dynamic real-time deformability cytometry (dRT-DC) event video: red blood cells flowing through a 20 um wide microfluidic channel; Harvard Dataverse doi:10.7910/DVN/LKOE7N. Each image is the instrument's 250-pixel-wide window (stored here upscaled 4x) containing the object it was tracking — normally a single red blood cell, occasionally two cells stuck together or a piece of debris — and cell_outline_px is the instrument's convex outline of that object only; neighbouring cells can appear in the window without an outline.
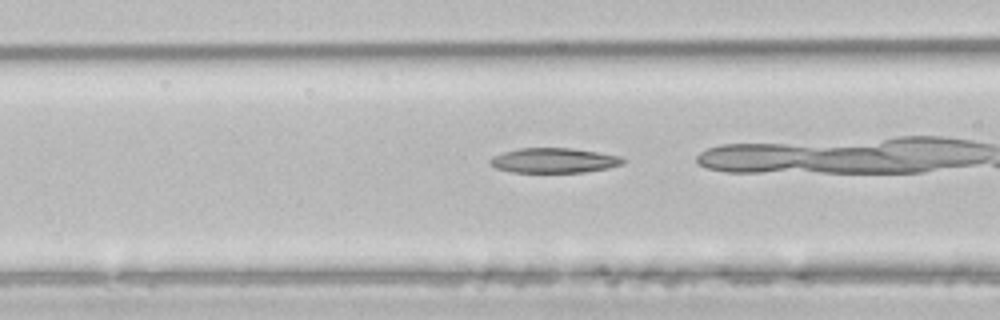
{"species": "common noctule bat (a hibernating species)", "species_latin": "Nyctalus noctula", "temperature_condition": "room temperature", "stored_images_in_passage": 29, "camera_frame_rate_fps": 3000, "um_per_image_px": 0.085, "animal": {"sex": "male", "body_mass_g": 21.5, "forearm_length_mm": 52.0}, "frame": {"image": 1, "passage_image": 9, "time_ms": 2.667, "image_size_px": [1000, 320], "cell_outline_px": [[628, 160], [624, 164], [608, 168], [584, 172], [512, 172], [496, 168], [488, 164], [488, 160], [492, 156], [504, 152], [520, 148], [572, 148], [620, 156]], "centroid_in_image_um": [47.09, 13.64], "position_along_channel_um": 119.5, "area_um2": 19.36}}
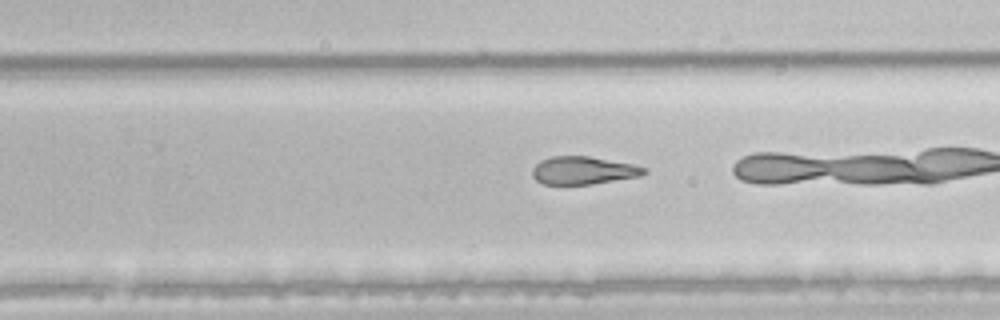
{"frame": {"image": 2, "passage_image": 21, "time_ms": 6.667, "image_size_px": [1000, 320], "cell_outline_px": [[648, 172], [640, 176], [592, 184], [544, 184], [536, 180], [532, 176], [532, 168], [540, 160], [552, 156], [588, 156], [632, 164], [648, 168]], "centroid_in_image_um": [49.58, 14.48], "position_along_channel_um": 280.2, "area_um2": 18.15}}